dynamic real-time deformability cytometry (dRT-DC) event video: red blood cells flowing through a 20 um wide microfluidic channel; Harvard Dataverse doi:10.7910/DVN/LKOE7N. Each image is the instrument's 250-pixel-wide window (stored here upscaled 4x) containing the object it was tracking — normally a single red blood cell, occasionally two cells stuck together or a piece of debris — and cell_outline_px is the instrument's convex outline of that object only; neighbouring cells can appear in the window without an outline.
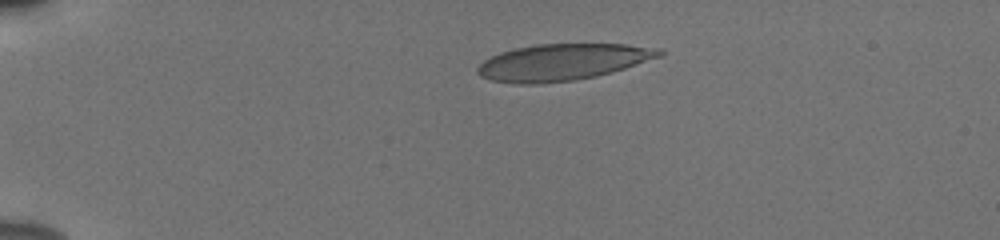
{"species": "human", "species_latin": "Homo sapiens", "temperature_condition": "cold", "stored_images_in_passage": 42, "camera_frame_rate_fps": 3000, "um_per_image_px": 0.085, "donor": {"sex": "male"}, "frame": {"image": 1, "passage_image": 1, "time_ms": 0.0, "image_size_px": [1000, 240], "cell_outline_px": [[664, 52], [660, 56], [612, 72], [596, 76], [576, 80], [536, 84], [516, 84], [492, 80], [480, 76], [476, 72], [476, 68], [484, 60], [500, 52], [516, 48], [536, 44], [624, 44], [660, 48]], "centroid_in_image_um": [47.79, 5.28], "position_along_channel_um": 37.2, "area_um2": 38.55}}
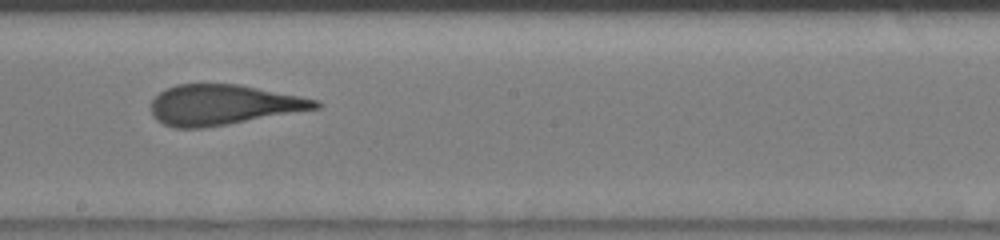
{"frame": {"image": 2, "passage_image": 21, "time_ms": 6.667, "image_size_px": [1000, 240], "cell_outline_px": [[324, 104], [320, 108], [228, 124], [204, 128], [172, 128], [156, 120], [152, 116], [152, 100], [160, 92], [176, 84], [240, 84], [320, 100]], "centroid_in_image_um": [18.99, 8.91], "position_along_channel_um": 229.2, "area_um2": 38.67}}
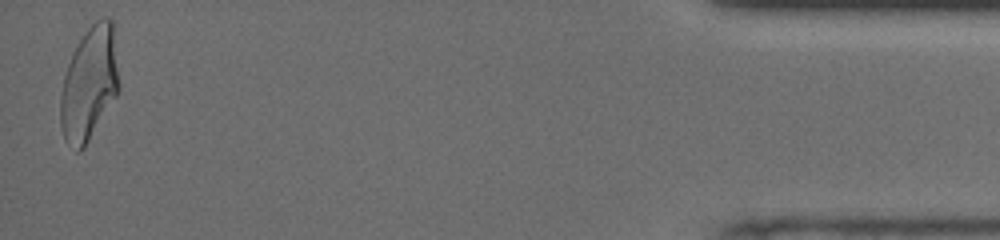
{"frame": {"image": 3, "passage_image": 42, "time_ms": 13.667, "image_size_px": [1000, 240], "cell_outline_px": [[120, 88], [116, 96], [84, 148], [80, 152], [76, 152], [64, 140], [60, 124], [60, 96], [64, 76], [72, 52], [88, 28], [96, 20], [104, 16], [112, 20], [120, 84]], "centroid_in_image_um": [7.58, 7.14], "position_along_channel_um": 427.6, "area_um2": 38.78}, "authors_computed_cell_mechanics": {"area_um2": 38.9861, "velocity_mm_per_s": 3.8555, "shape_relaxation_time_tau1_ms": 6.0016, "shape_relaxation_time_tau2_ms": 0.7088, "deformation_change_tau1": 0.2295, "deformation_change_tau2": 0.0986}}